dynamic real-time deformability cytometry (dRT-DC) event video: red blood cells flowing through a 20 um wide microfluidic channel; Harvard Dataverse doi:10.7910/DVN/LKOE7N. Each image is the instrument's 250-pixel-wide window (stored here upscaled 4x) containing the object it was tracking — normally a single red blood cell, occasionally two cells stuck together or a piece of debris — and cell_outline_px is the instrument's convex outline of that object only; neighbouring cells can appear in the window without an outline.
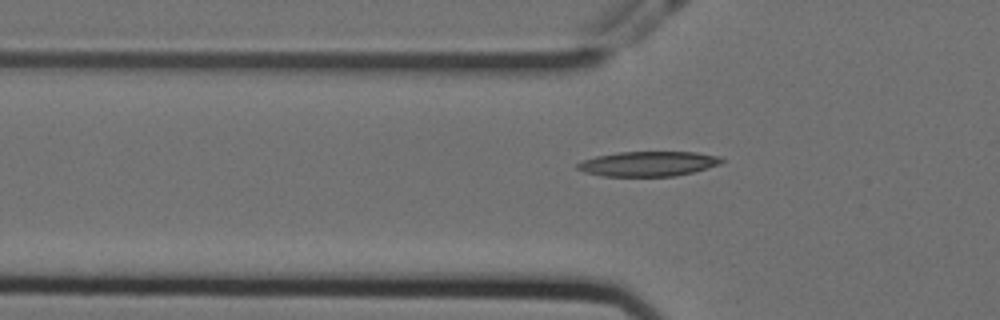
{"species": "Egyptian fruit bat (a non-hibernating species)", "species_latin": "Rousettus aegyptiacus", "temperature_condition": "cold", "stored_images_in_passage": 51, "camera_frame_rate_fps": 3000, "um_per_image_px": 0.085, "animal": {"sex": "female"}, "frame": {"image": 1, "passage_image": 19, "time_ms": 6.0, "image_size_px": [1000, 320], "cell_outline_px": [[724, 160], [720, 164], [692, 172], [676, 176], [600, 176], [584, 172], [576, 168], [576, 164], [584, 160], [596, 156], [616, 152], [696, 152], [720, 156]], "centroid_in_image_um": [55.08, 13.92], "position_along_channel_um": 70.7, "area_um2": 20.92}}
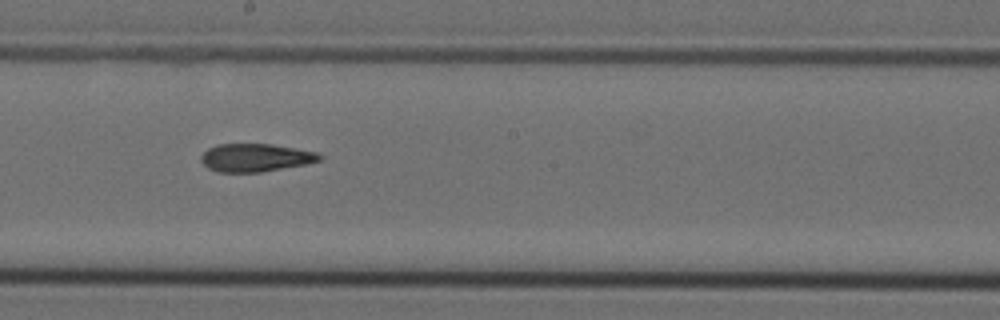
{"frame": {"image": 2, "passage_image": 32, "time_ms": 10.333, "image_size_px": [1000, 320], "cell_outline_px": [[324, 156], [320, 160], [304, 164], [260, 172], [220, 172], [208, 168], [200, 160], [200, 156], [208, 148], [216, 144], [272, 144], [320, 152]], "centroid_in_image_um": [21.72, 13.39], "position_along_channel_um": 226.5, "area_um2": 19.36}}
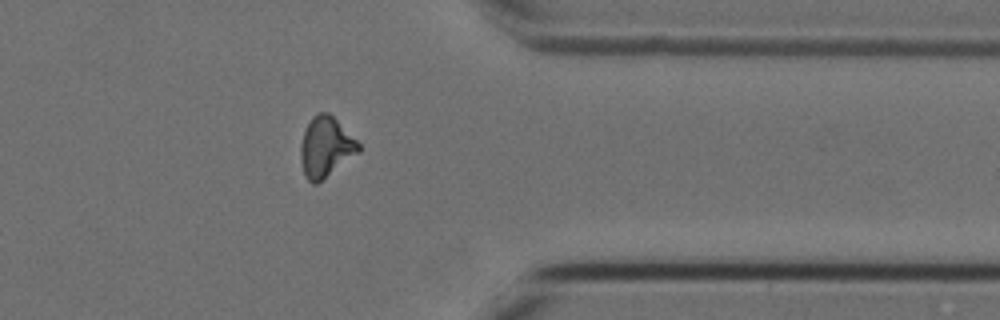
{"frame": {"image": 3, "passage_image": 46, "time_ms": 15.0, "image_size_px": [1000, 320], "cell_outline_px": [[360, 152], [316, 184], [312, 184], [304, 176], [300, 160], [300, 144], [304, 132], [312, 116], [316, 112], [328, 112], [360, 144]], "centroid_in_image_um": [27.66, 12.51], "position_along_channel_um": 383.7, "area_um2": 20.23}, "authors_computed_cell_mechanics": {"area_um2": 19.7098, "velocity_mm_per_s": 3.5801, "shape_relaxation_time_tau1_ms": null, "shape_relaxation_time_tau2_ms": 3.4594, "deformation_change_tau1": null, "deformation_change_tau2": 0.1219}}